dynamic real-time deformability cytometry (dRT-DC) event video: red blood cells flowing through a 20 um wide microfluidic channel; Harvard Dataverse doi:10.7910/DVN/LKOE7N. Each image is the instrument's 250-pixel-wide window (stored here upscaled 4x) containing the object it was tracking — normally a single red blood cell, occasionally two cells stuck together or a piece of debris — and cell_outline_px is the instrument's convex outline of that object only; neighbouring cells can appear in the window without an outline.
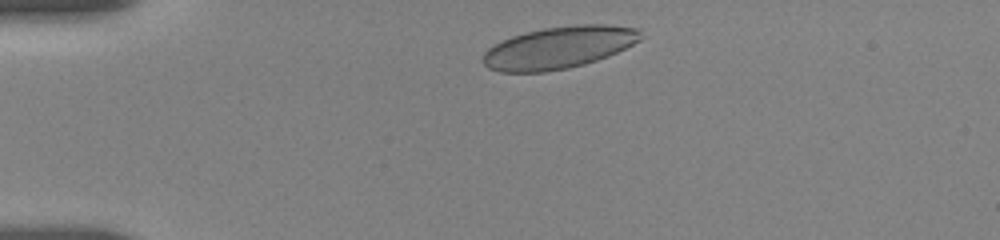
{"species": "human", "species_latin": "Homo sapiens", "temperature_condition": "room temperature", "stored_images_in_passage": 8, "camera_frame_rate_fps": 3000, "um_per_image_px": 0.085, "donor": {"sex": "female"}, "frame": {"image": 1, "passage_image": 1, "time_ms": 0.0, "image_size_px": [1000, 240], "cell_outline_px": [[644, 36], [640, 40], [608, 56], [584, 64], [568, 68], [544, 72], [500, 72], [488, 68], [484, 64], [484, 52], [488, 48], [512, 36], [544, 28], [580, 24], [608, 24], [640, 28]], "centroid_in_image_um": [47.54, 4.03], "position_along_channel_um": 37.5, "area_um2": 38.55}}
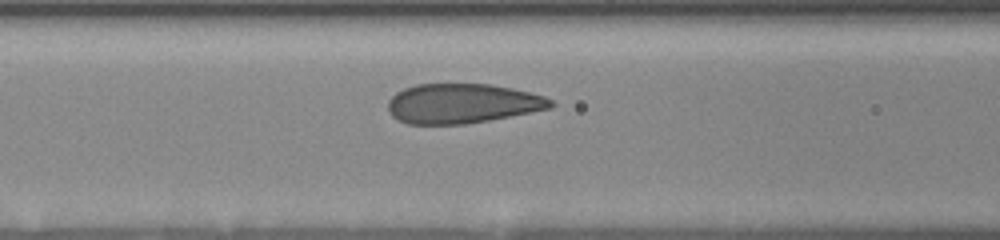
{"frame": {"image": 2, "passage_image": 6, "time_ms": 3.667, "image_size_px": [1000, 240], "cell_outline_px": [[556, 104], [552, 108], [488, 120], [464, 124], [408, 124], [396, 120], [392, 116], [388, 108], [388, 100], [396, 92], [404, 88], [416, 84], [488, 84], [512, 88], [544, 96], [552, 100]], "centroid_in_image_um": [39.27, 8.8], "position_along_channel_um": 127.3, "area_um2": 37.63}}
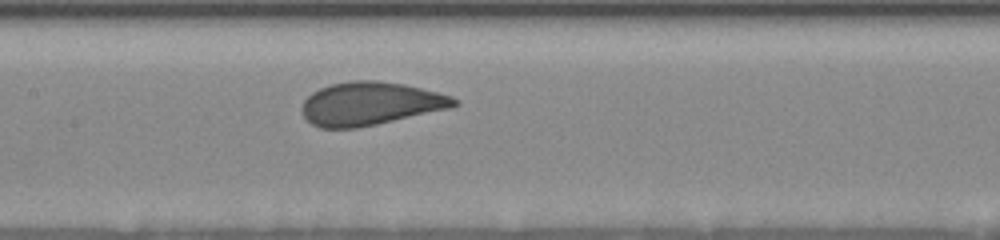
{"frame": {"image": 3, "passage_image": 8, "time_ms": 5.0, "image_size_px": [1000, 240], "cell_outline_px": [[460, 104], [452, 108], [376, 124], [356, 128], [320, 128], [312, 124], [304, 116], [304, 100], [312, 92], [320, 88], [332, 84], [348, 80], [376, 80], [404, 84], [452, 96], [460, 100]], "centroid_in_image_um": [31.52, 8.8], "position_along_channel_um": 175.9, "area_um2": 38.21}}